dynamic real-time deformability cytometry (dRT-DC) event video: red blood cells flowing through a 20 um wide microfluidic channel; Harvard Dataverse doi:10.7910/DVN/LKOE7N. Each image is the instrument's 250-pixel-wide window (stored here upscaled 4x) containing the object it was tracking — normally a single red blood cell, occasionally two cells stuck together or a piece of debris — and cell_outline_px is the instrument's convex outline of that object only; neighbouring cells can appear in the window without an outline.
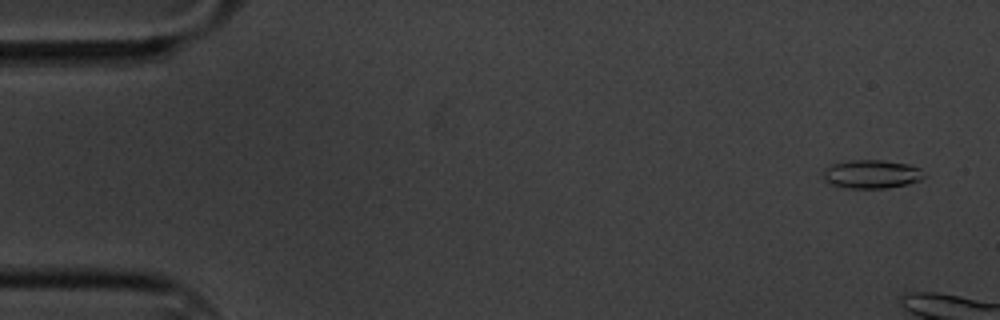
{"species": "common noctule bat (a hibernating species)", "species_latin": "Nyctalus noctula", "temperature_condition": "cold", "stored_images_in_passage": 12, "camera_frame_rate_fps": 3000, "um_per_image_px": 0.085, "animal": {"sex": "male", "body_mass_g": 20.1, "forearm_length_mm": 53.5}, "frame": {"image": 1, "passage_image": 1, "time_ms": 0.0, "image_size_px": [1000, 320], "cell_outline_px": [[924, 176], [920, 180], [908, 184], [884, 188], [848, 188], [832, 184], [824, 180], [824, 172], [832, 164], [852, 160], [884, 160], [908, 164], [920, 168]], "centroid_in_image_um": [74.11, 14.8], "position_along_channel_um": 10.9, "area_um2": 16.53}}